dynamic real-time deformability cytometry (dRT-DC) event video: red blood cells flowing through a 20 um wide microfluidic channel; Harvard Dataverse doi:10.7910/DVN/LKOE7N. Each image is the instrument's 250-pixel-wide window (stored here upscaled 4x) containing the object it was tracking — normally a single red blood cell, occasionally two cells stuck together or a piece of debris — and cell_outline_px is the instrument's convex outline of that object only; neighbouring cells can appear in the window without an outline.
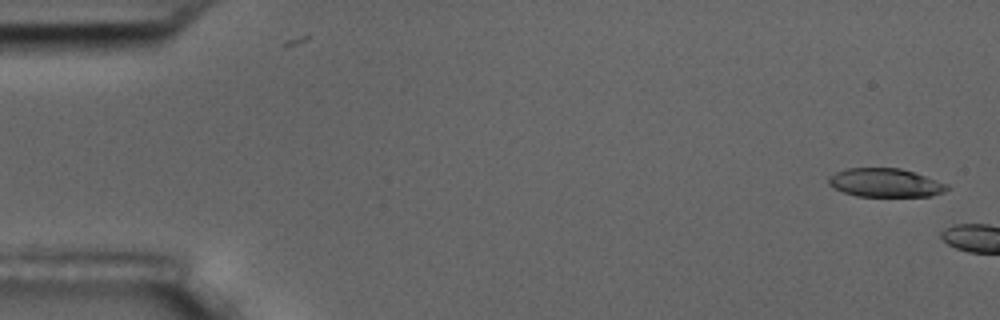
{"species": "common noctule bat (a hibernating species)", "species_latin": "Nyctalus noctula", "temperature_condition": "room temperature", "stored_images_in_passage": 3, "camera_frame_rate_fps": 3000, "um_per_image_px": 0.085, "animal": {"sex": "male", "body_mass_g": 17.5, "forearm_length_mm": 52.3}, "frame": {"image": 1, "passage_image": 1, "time_ms": 0.0, "image_size_px": [1000, 320], "cell_outline_px": [[948, 188], [944, 192], [932, 196], [856, 196], [832, 188], [828, 184], [828, 180], [836, 172], [848, 168], [900, 168], [948, 184]], "centroid_in_image_um": [75.23, 15.54], "position_along_channel_um": 9.8, "area_um2": 19.54}}